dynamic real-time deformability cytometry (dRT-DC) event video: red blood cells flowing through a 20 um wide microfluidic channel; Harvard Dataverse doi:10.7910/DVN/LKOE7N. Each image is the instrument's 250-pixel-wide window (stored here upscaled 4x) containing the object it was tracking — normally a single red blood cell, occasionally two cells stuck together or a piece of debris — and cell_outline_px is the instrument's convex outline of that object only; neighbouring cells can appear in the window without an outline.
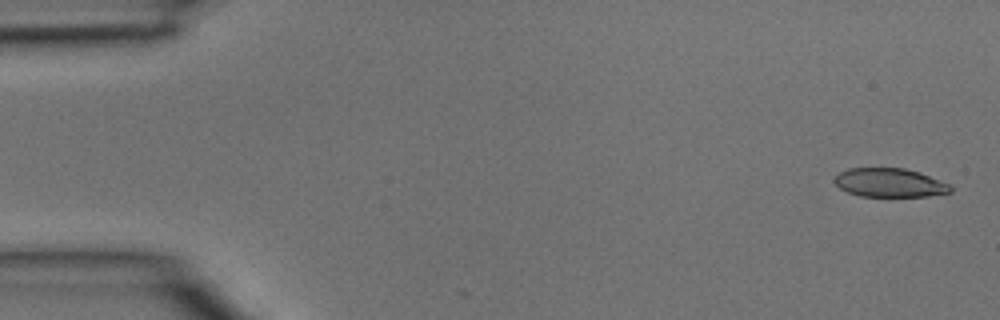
{"species": "common noctule bat (a hibernating species)", "species_latin": "Nyctalus noctula", "temperature_condition": "room temperature", "stored_images_in_passage": 2, "camera_frame_rate_fps": 3000, "um_per_image_px": 0.085, "animal": {"sex": "male", "body_mass_g": 15.6}, "frame": {"image": 1, "passage_image": 2, "time_ms": 0.333, "image_size_px": [1000, 320], "cell_outline_px": [[952, 192], [928, 196], [860, 196], [848, 192], [840, 188], [832, 180], [840, 172], [848, 168], [904, 168], [920, 172], [952, 184]], "centroid_in_image_um": [75.66, 15.52], "position_along_channel_um": 9.3, "area_um2": 19.59}}